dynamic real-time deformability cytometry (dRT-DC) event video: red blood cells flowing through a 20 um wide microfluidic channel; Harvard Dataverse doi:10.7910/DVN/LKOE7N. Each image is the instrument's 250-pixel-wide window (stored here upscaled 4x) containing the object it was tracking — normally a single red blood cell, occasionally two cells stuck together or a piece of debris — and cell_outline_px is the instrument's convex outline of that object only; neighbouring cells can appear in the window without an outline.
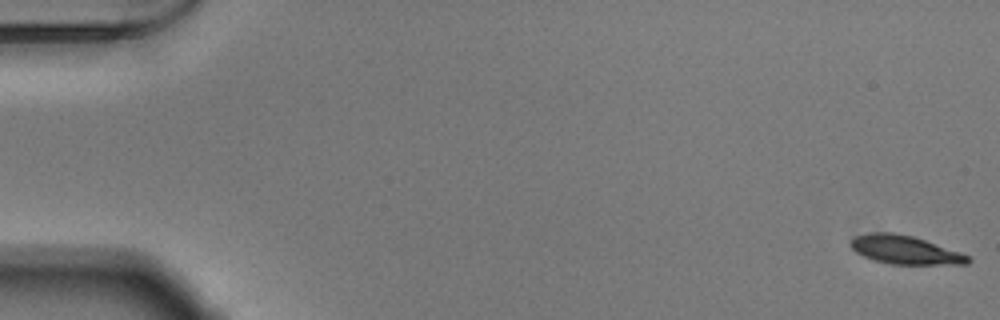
{"species": "Egyptian fruit bat (a non-hibernating species)", "species_latin": "Rousettus aegyptiacus", "temperature_condition": "warm", "stored_images_in_passage": 53, "camera_frame_rate_fps": 3000, "um_per_image_px": 0.085, "animal": {"sex": "male"}, "frame": {"image": 1, "passage_image": 1, "time_ms": 0.0, "image_size_px": [1000, 320], "cell_outline_px": [[972, 260], [968, 264], [892, 264], [872, 260], [856, 252], [852, 248], [852, 240], [856, 236], [868, 232], [892, 232], [912, 236], [960, 252], [968, 256]], "centroid_in_image_um": [76.92, 21.24], "position_along_channel_um": 8.1, "area_um2": 19.25}}
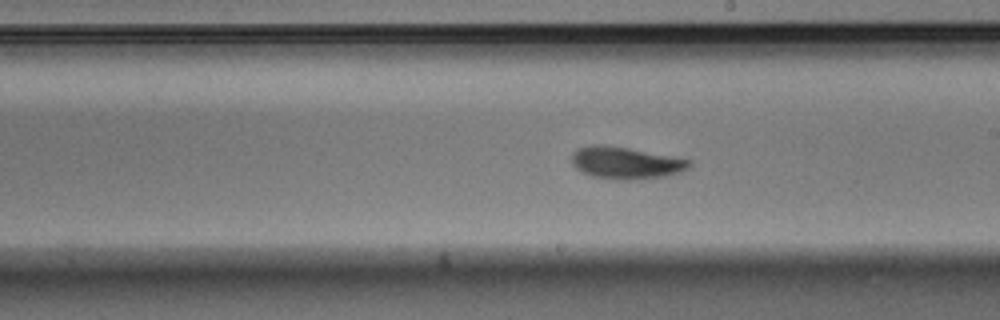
{"frame": {"image": 2, "passage_image": 31, "time_ms": 10.0, "image_size_px": [1000, 320], "cell_outline_px": [[692, 164], [688, 168], [680, 172], [668, 176], [632, 180], [616, 180], [592, 176], [576, 168], [572, 164], [572, 152], [576, 148], [592, 144], [604, 144], [628, 148], [672, 156], [692, 160]], "centroid_in_image_um": [53.19, 13.84], "position_along_channel_um": 235.8, "area_um2": 22.2}}
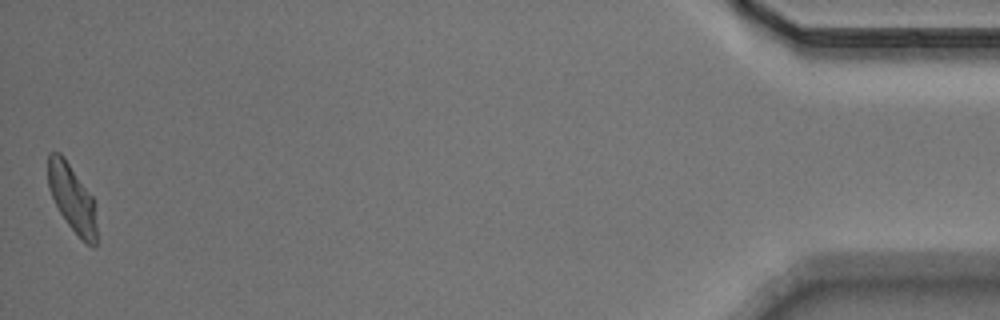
{"frame": {"image": 3, "passage_image": 53, "time_ms": 17.333, "image_size_px": [1000, 320], "cell_outline_px": [[96, 244], [92, 248], [68, 224], [60, 212], [48, 188], [48, 152], [60, 152], [64, 156], [92, 196], [96, 224]], "centroid_in_image_um": [6.11, 16.79], "position_along_channel_um": 429.1, "area_um2": 18.67}, "authors_computed_cell_mechanics": {"area_um2": 20.4612, "velocity_mm_per_s": 3.8487, "shape_relaxation_time_tau1_ms": 2.5364, "shape_relaxation_time_tau2_ms": 3.1012, "deformation_change_tau1": 0.1443, "deformation_change_tau2": 0.0736}}